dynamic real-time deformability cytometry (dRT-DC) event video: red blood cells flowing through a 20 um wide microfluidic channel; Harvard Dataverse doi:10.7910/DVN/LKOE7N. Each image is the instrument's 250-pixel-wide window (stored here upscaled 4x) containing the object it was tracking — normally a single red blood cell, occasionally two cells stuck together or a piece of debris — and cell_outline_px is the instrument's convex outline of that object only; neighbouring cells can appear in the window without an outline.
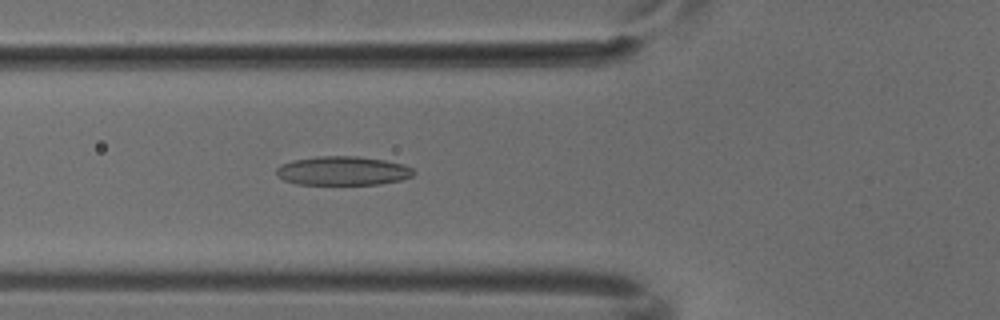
{"species": "common noctule bat (a hibernating species)", "species_latin": "Nyctalus noctula", "temperature_condition": "cold", "stored_images_in_passage": 5, "camera_frame_rate_fps": 3000, "um_per_image_px": 0.085, "animal": {"sex": "male", "body_mass_g": 18.8}, "frame": {"image": 1, "passage_image": 5, "time_ms": 1.333, "image_size_px": [1000, 320], "cell_outline_px": [[416, 172], [412, 176], [400, 180], [380, 184], [296, 184], [284, 180], [276, 176], [276, 168], [280, 164], [292, 160], [316, 156], [356, 156], [384, 160], [404, 164], [412, 168]], "centroid_in_image_um": [29.11, 14.51], "position_along_channel_um": 96.7, "area_um2": 23.29}}